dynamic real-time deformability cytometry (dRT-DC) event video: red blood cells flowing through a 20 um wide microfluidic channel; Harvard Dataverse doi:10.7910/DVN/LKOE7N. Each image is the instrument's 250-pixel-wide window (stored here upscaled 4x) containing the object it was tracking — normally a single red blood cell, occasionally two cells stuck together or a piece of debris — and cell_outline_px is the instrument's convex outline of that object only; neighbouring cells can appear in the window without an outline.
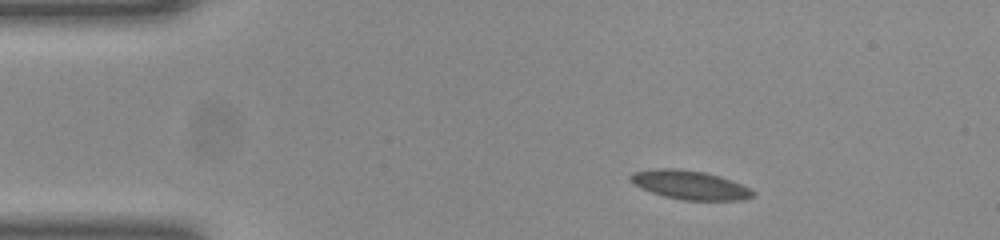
{"species": "common noctule bat (a hibernating species)", "species_latin": "Nyctalus noctula", "temperature_condition": "room temperature", "stored_images_in_passage": 45, "camera_frame_rate_fps": 3000, "um_per_image_px": 0.085, "animal": {"sex": "female", "body_mass_g": 23.0, "forearm_length_mm": 53.4}, "frame": {"image": 1, "passage_image": 1, "time_ms": 0.0, "image_size_px": [1000, 240], "cell_outline_px": [[756, 192], [752, 196], [740, 200], [684, 200], [664, 196], [652, 192], [636, 184], [628, 176], [632, 172], [664, 168], [672, 168], [704, 172], [740, 184]], "centroid_in_image_um": [58.63, 15.73], "position_along_channel_um": 26.4, "area_um2": 19.88}}
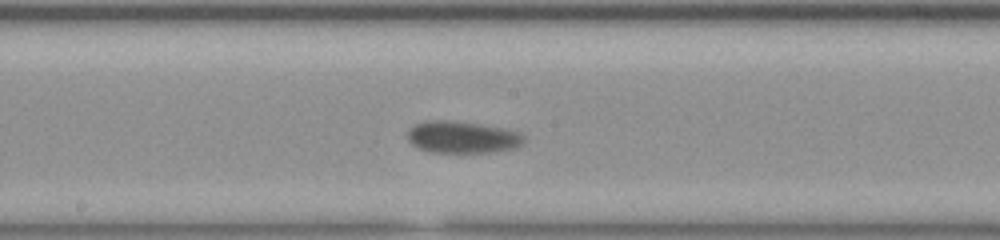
{"frame": {"image": 2, "passage_image": 20, "time_ms": 6.333, "image_size_px": [1000, 240], "cell_outline_px": [[524, 144], [516, 148], [492, 152], [432, 152], [420, 148], [412, 144], [408, 140], [408, 132], [416, 124], [428, 120], [448, 120], [480, 124], [500, 128], [516, 132], [524, 136]], "centroid_in_image_um": [39.31, 11.66], "position_along_channel_um": 208.9, "area_um2": 21.39}}
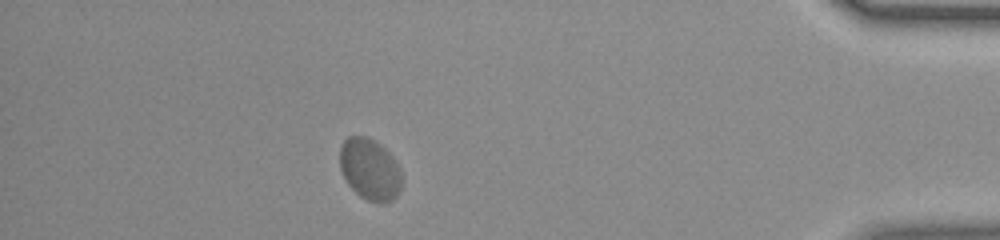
{"frame": {"image": 3, "passage_image": 39, "time_ms": 12.667, "image_size_px": [1000, 240], "cell_outline_px": [[400, 192], [392, 200], [384, 204], [380, 204], [368, 200], [360, 196], [348, 184], [340, 168], [340, 148], [344, 140], [348, 136], [364, 136], [376, 140], [392, 156], [400, 168]], "centroid_in_image_um": [31.44, 14.39], "position_along_channel_um": 403.8, "area_um2": 22.2}, "authors_computed_cell_mechanics": {"area_um2": 20.808, "velocity_mm_per_s": 3.8734, "shape_relaxation_time_tau1_ms": 1.4448, "shape_relaxation_time_tau2_ms": null, "deformation_change_tau1": 0.0799, "deformation_change_tau2": null}}